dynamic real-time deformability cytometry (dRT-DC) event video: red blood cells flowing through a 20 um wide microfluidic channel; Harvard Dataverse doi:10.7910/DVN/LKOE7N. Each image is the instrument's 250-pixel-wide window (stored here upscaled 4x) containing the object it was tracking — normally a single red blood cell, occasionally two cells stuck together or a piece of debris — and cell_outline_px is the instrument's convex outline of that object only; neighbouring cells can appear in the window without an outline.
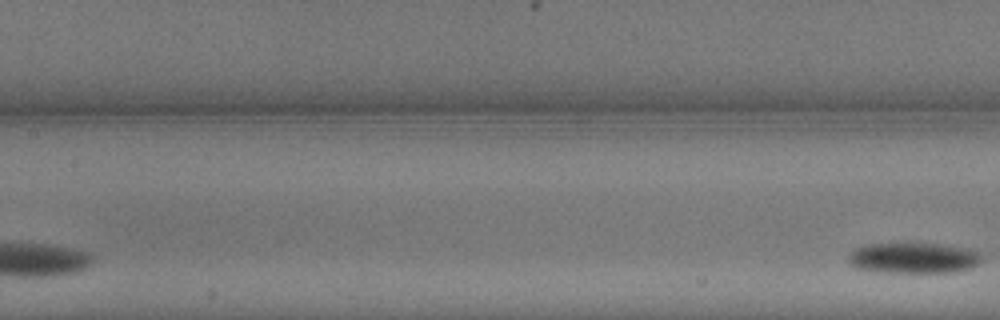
{"species": "common noctule bat (a hibernating species)", "species_latin": "Nyctalus noctula", "temperature_condition": "warm", "stored_images_in_passage": 7, "segment_of_instrument_passage": [2, 2], "camera_frame_rate_fps": 3000, "um_per_image_px": 0.085, "animal": {"sex": "male", "body_mass_g": 13.3}, "frame": {"image": 1, "passage_image": 7, "time_ms": 2.0, "image_size_px": [1000, 320], "cell_outline_px": [[984, 260], [972, 268], [952, 272], [884, 272], [852, 268], [848, 264], [848, 256], [856, 248], [868, 244], [944, 244], [968, 248], [984, 252]], "centroid_in_image_um": [77.72, 21.93], "position_along_channel_um": 129.7, "area_um2": 24.22}}